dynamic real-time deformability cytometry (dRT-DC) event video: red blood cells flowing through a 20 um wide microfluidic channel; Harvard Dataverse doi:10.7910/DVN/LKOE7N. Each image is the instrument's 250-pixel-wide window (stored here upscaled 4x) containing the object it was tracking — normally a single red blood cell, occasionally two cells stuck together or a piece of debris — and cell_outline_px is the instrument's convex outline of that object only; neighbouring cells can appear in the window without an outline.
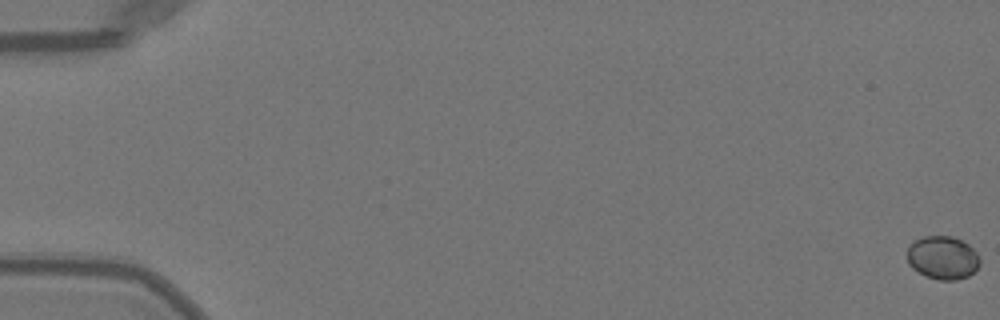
{"species": "Egyptian fruit bat (a non-hibernating species)", "species_latin": "Rousettus aegyptiacus", "temperature_condition": "warm", "stored_images_in_passage": 18, "camera_frame_rate_fps": 3000, "um_per_image_px": 0.085, "animal": {"sex": "female"}, "frame": {"image": 1, "passage_image": 1, "time_ms": 0.0, "image_size_px": [1000, 320], "cell_outline_px": [[980, 264], [968, 276], [956, 280], [940, 280], [924, 276], [912, 268], [908, 264], [908, 248], [916, 240], [924, 236], [952, 236], [968, 244], [976, 252], [980, 260]], "centroid_in_image_um": [80.12, 21.91], "position_along_channel_um": 4.9, "area_um2": 18.21}}
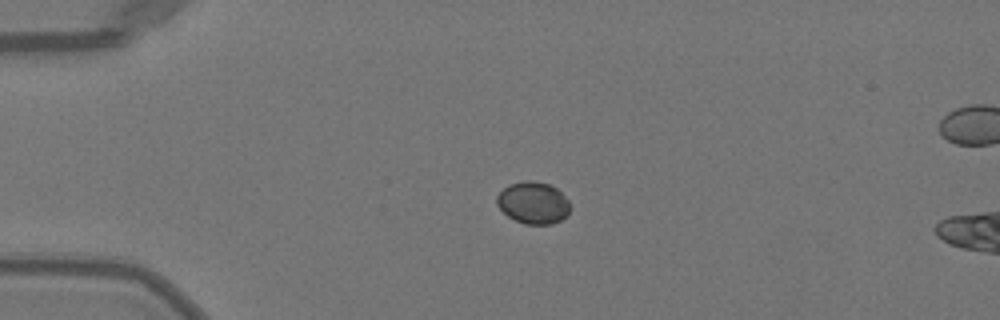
{"frame": {"image": 2, "passage_image": 14, "time_ms": 4.333, "image_size_px": [1000, 320], "cell_outline_px": [[568, 212], [560, 220], [552, 224], [524, 224], [508, 216], [496, 204], [496, 196], [508, 184], [524, 180], [532, 180], [548, 184], [556, 188], [568, 200]], "centroid_in_image_um": [45.28, 17.22], "position_along_channel_um": 39.7, "area_um2": 17.74}}